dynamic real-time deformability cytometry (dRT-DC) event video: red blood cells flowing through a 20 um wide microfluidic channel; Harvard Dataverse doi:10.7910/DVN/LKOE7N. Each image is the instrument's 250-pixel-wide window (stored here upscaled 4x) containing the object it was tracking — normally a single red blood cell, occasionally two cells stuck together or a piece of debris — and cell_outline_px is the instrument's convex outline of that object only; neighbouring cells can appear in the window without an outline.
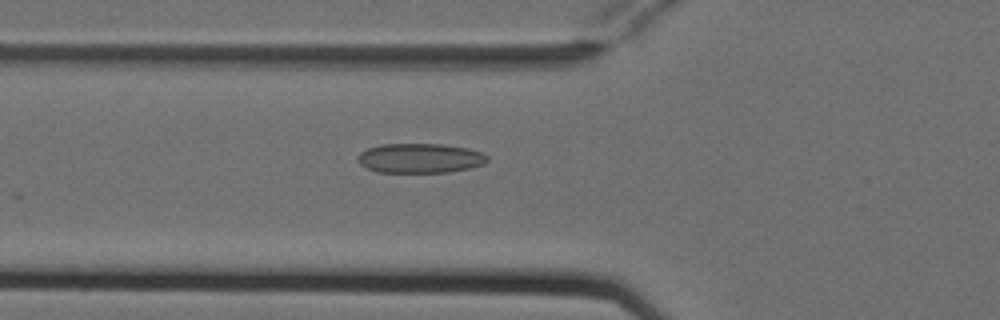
{"species": "Egyptian fruit bat (a non-hibernating species)", "species_latin": "Rousettus aegyptiacus", "temperature_condition": "cold", "stored_images_in_passage": 3, "camera_frame_rate_fps": 3000, "um_per_image_px": 0.085, "animal": {"sex": "female"}, "frame": {"image": 1, "passage_image": 3, "time_ms": 0.667, "image_size_px": [1000, 320], "cell_outline_px": [[488, 160], [484, 164], [468, 168], [448, 172], [376, 172], [360, 164], [356, 156], [360, 152], [368, 148], [380, 144], [440, 144], [468, 148], [480, 152], [488, 156]], "centroid_in_image_um": [35.68, 13.44], "position_along_channel_um": 90.1, "area_um2": 22.31}}